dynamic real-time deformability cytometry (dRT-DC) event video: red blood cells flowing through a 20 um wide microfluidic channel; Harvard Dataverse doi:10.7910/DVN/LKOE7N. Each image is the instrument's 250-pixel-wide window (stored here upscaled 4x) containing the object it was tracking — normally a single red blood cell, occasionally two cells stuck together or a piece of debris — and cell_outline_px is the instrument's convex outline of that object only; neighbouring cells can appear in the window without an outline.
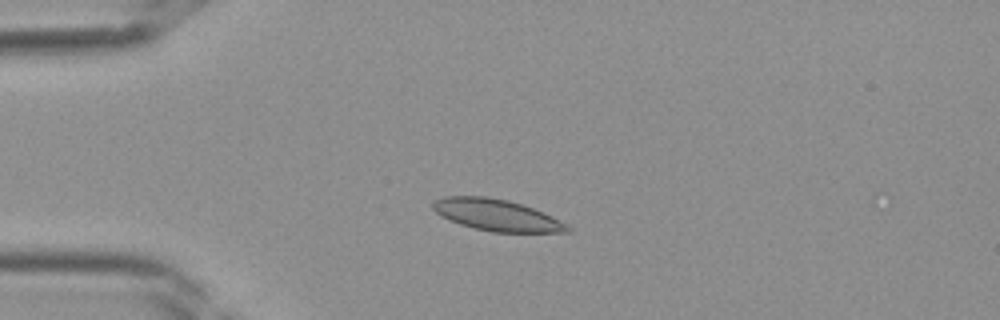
{"species": "Egyptian fruit bat (a non-hibernating species)", "species_latin": "Rousettus aegyptiacus", "temperature_condition": "room temperature", "stored_images_in_passage": 39, "camera_frame_rate_fps": 3000, "um_per_image_px": 0.085, "frame": {"image": 1, "passage_image": 9, "time_ms": 2.667, "image_size_px": [1000, 320], "cell_outline_px": [[572, 232], [492, 232], [460, 224], [440, 216], [432, 208], [432, 204], [436, 200], [444, 196], [488, 196], [508, 200], [544, 212], [552, 216], [572, 228]], "centroid_in_image_um": [42.22, 18.28], "position_along_channel_um": 42.8, "area_um2": 24.62}}
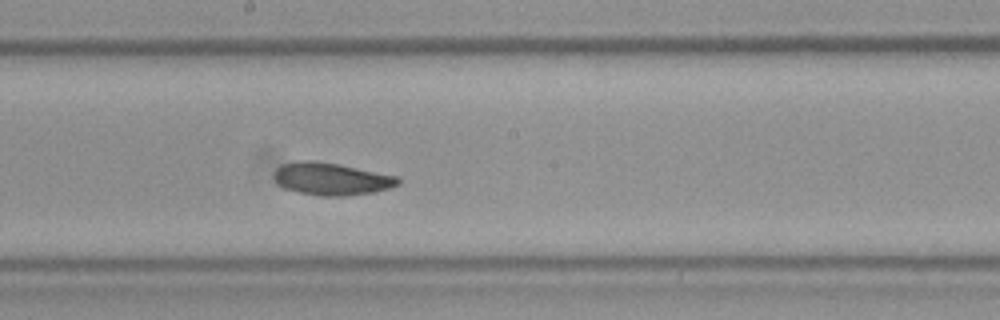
{"frame": {"image": 2, "passage_image": 21, "time_ms": 6.667, "image_size_px": [1000, 320], "cell_outline_px": [[400, 184], [388, 188], [372, 192], [344, 196], [320, 196], [296, 192], [284, 188], [276, 184], [272, 176], [276, 168], [280, 164], [296, 160], [316, 160], [340, 164], [396, 176], [400, 180]], "centroid_in_image_um": [28.07, 15.19], "position_along_channel_um": 220.1, "area_um2": 23.76}}
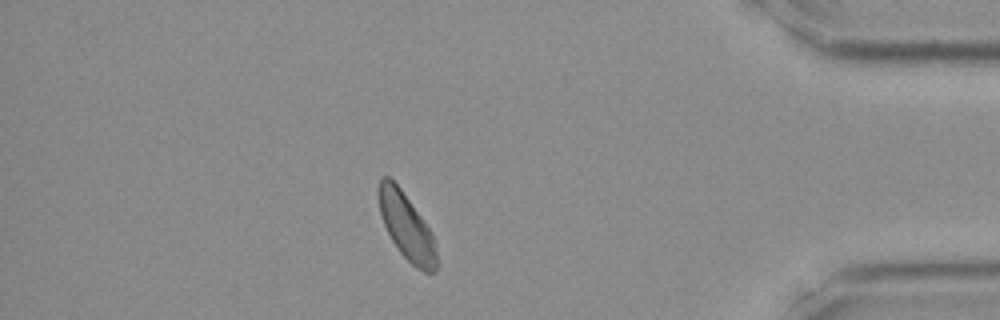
{"frame": {"image": 3, "passage_image": 34, "time_ms": 11.0, "image_size_px": [1000, 320], "cell_outline_px": [[436, 272], [424, 272], [416, 268], [400, 252], [392, 240], [384, 224], [380, 212], [376, 192], [376, 188], [380, 180], [384, 176], [388, 176], [400, 188], [432, 232], [436, 252]], "centroid_in_image_um": [34.53, 19.24], "position_along_channel_um": 400.7, "area_um2": 22.14}}